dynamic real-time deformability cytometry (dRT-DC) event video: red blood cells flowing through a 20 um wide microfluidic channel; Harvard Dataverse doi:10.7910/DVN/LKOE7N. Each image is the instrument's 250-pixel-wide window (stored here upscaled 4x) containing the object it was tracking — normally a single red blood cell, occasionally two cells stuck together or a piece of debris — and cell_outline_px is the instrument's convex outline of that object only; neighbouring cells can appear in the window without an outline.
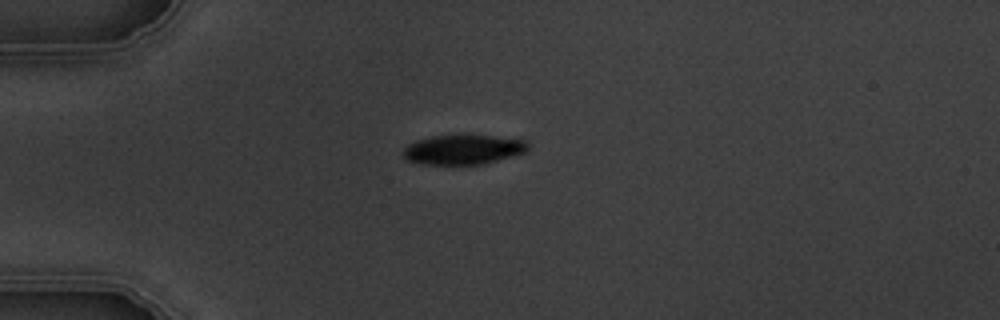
{"species": "common noctule bat (a hibernating species)", "species_latin": "Nyctalus noctula", "temperature_condition": "warm", "stored_images_in_passage": 5, "camera_frame_rate_fps": 3000, "um_per_image_px": 0.085, "animal": {"sex": "male", "body_mass_g": 19.5, "forearm_length_mm": 54.6}, "frame": {"image": 1, "passage_image": 5, "time_ms": 4.667, "image_size_px": [1000, 320], "cell_outline_px": [[528, 148], [524, 152], [496, 160], [480, 164], [420, 164], [408, 160], [400, 152], [408, 144], [416, 140], [432, 136], [464, 132], [528, 140]], "centroid_in_image_um": [39.34, 12.66], "position_along_channel_um": 45.7, "area_um2": 22.2}}